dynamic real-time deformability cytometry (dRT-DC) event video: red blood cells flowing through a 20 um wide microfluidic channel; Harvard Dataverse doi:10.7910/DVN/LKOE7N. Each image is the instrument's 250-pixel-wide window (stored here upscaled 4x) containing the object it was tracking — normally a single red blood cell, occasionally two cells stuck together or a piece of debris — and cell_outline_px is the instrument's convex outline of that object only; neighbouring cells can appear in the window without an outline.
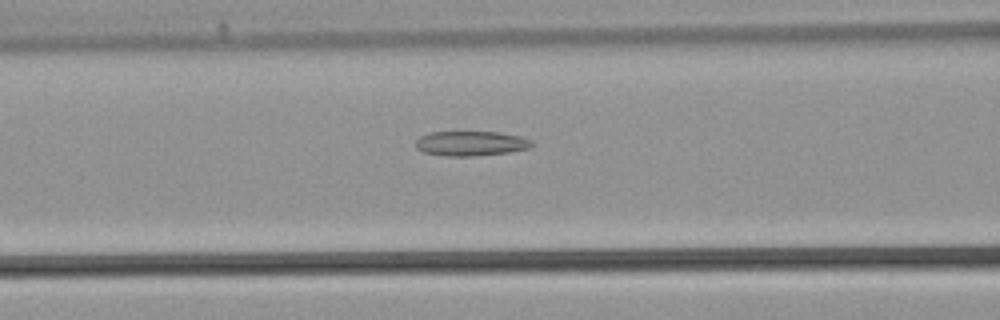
{"species": "common noctule bat (a hibernating species)", "species_latin": "Nyctalus noctula", "temperature_condition": "warm", "stored_images_in_passage": 29, "camera_frame_rate_fps": 3000, "um_per_image_px": 0.085, "animal": {"sex": "male", "body_mass_g": 21.5, "forearm_length_mm": 52.0}, "frame": {"image": 1, "passage_image": 5, "time_ms": 1.333, "image_size_px": [1000, 320], "cell_outline_px": [[532, 144], [528, 148], [508, 152], [472, 156], [444, 156], [424, 152], [416, 148], [416, 140], [420, 136], [428, 132], [500, 132], [520, 136], [532, 140]], "centroid_in_image_um": [39.99, 12.18], "position_along_channel_um": 126.6, "area_um2": 16.7}}
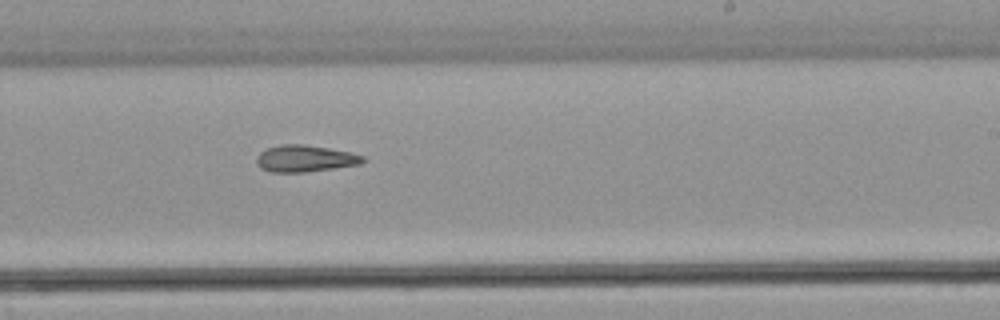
{"frame": {"image": 2, "passage_image": 13, "time_ms": 4.0, "image_size_px": [1000, 320], "cell_outline_px": [[364, 160], [360, 164], [304, 172], [268, 172], [260, 168], [256, 164], [256, 156], [260, 152], [268, 148], [284, 144], [304, 144], [328, 148], [348, 152], [364, 156]], "centroid_in_image_um": [25.86, 13.48], "position_along_channel_um": 263.1, "area_um2": 16.42}}
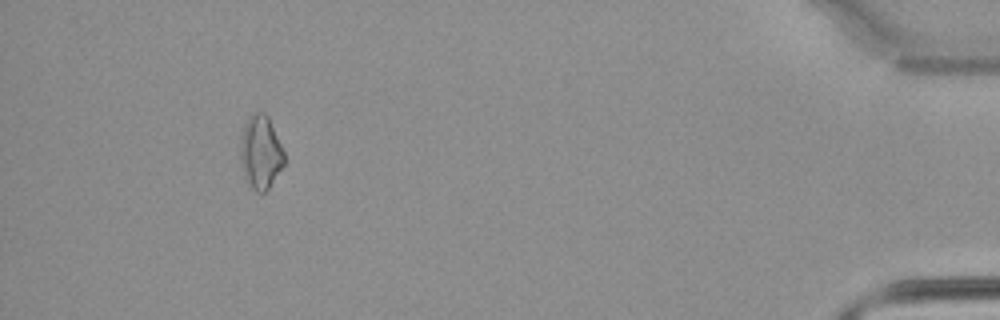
{"frame": {"image": 3, "passage_image": 26, "time_ms": 8.333, "image_size_px": [1000, 320], "cell_outline_px": [[284, 164], [268, 188], [264, 192], [256, 192], [252, 188], [244, 176], [240, 156], [240, 144], [244, 124], [248, 116], [252, 112], [264, 112], [268, 116], [284, 152]], "centroid_in_image_um": [22.13, 12.91], "position_along_channel_um": 413.1, "area_um2": 18.61}}